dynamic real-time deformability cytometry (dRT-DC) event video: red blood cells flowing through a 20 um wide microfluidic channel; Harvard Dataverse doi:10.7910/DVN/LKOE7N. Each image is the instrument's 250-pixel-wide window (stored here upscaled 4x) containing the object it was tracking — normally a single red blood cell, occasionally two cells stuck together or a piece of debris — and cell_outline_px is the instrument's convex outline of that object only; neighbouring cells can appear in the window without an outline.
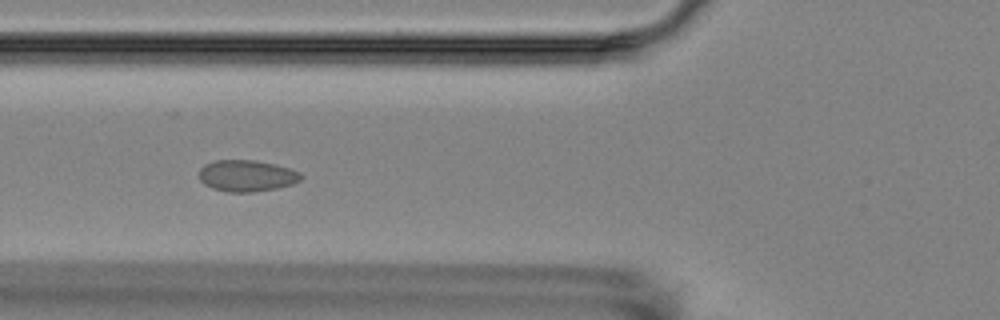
{"species": "Egyptian fruit bat (a non-hibernating species)", "species_latin": "Rousettus aegyptiacus", "temperature_condition": "room temperature", "stored_images_in_passage": 6, "camera_frame_rate_fps": 3000, "um_per_image_px": 0.085, "animal": {"sex": "female"}, "frame": {"image": 1, "passage_image": 3, "time_ms": 2.333, "image_size_px": [1000, 320], "cell_outline_px": [[304, 176], [300, 180], [292, 184], [276, 188], [252, 192], [228, 192], [212, 188], [204, 184], [200, 180], [200, 168], [204, 164], [216, 160], [256, 160], [276, 164], [300, 172]], "centroid_in_image_um": [20.98, 14.93], "position_along_channel_um": 104.8, "area_um2": 18.73}}
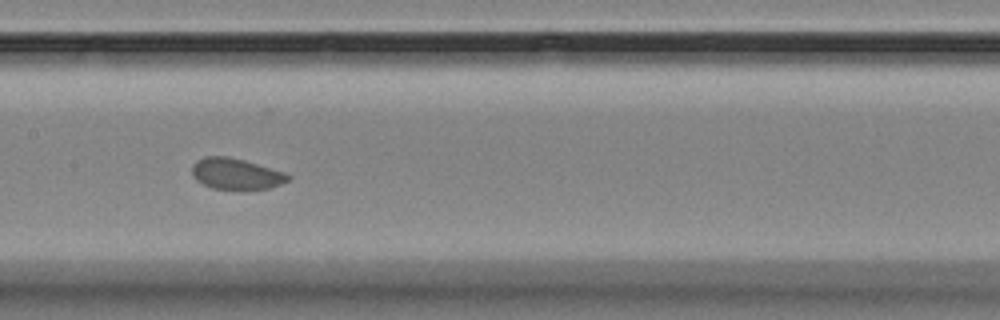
{"frame": {"image": 2, "passage_image": 5, "time_ms": 4.667, "image_size_px": [1000, 320], "cell_outline_px": [[292, 176], [288, 180], [280, 184], [268, 188], [244, 192], [240, 192], [212, 188], [196, 180], [192, 176], [192, 164], [196, 160], [204, 156], [228, 156], [244, 160], [284, 172]], "centroid_in_image_um": [20.04, 14.81], "position_along_channel_um": 187.4, "area_um2": 17.98}}
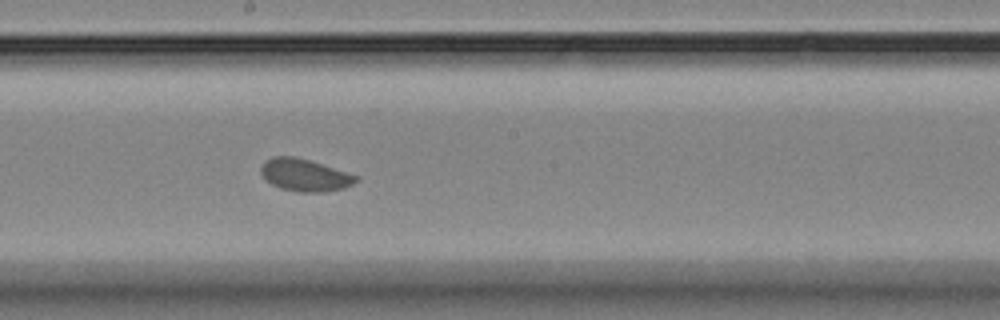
{"frame": {"image": 3, "passage_image": 6, "time_ms": 5.667, "image_size_px": [1000, 320], "cell_outline_px": [[360, 180], [344, 188], [324, 192], [296, 192], [280, 188], [264, 180], [260, 172], [260, 168], [264, 160], [272, 156], [296, 156], [360, 176]], "centroid_in_image_um": [25.88, 14.88], "position_along_channel_um": 222.3, "area_um2": 18.21}}